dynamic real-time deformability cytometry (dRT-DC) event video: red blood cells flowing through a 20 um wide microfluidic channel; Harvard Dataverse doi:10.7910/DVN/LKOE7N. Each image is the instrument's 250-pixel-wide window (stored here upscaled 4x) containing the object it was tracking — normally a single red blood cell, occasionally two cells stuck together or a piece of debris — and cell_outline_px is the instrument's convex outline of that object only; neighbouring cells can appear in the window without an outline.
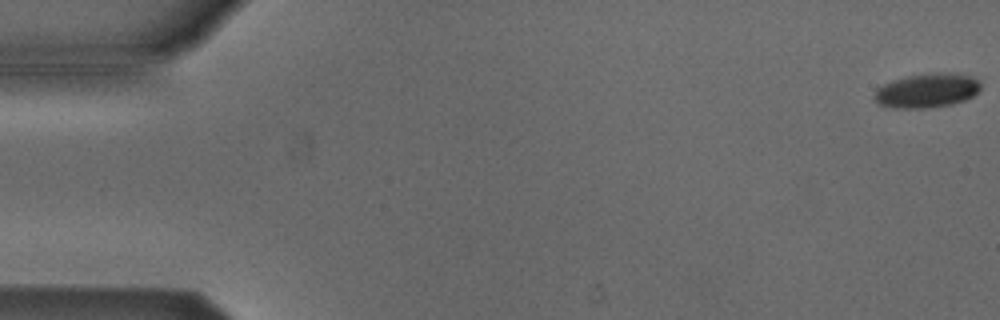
{"species": "Egyptian fruit bat (a non-hibernating species)", "species_latin": "Rousettus aegyptiacus", "temperature_condition": "cold", "stored_images_in_passage": 7, "camera_frame_rate_fps": 3000, "um_per_image_px": 0.085, "animal": {"sex": "male"}, "frame": {"image": 1, "passage_image": 1, "time_ms": 0.0, "image_size_px": [1000, 320], "cell_outline_px": [[980, 88], [972, 96], [964, 100], [952, 104], [928, 108], [892, 108], [880, 104], [872, 96], [876, 88], [884, 84], [908, 76], [972, 76], [980, 80]], "centroid_in_image_um": [78.73, 7.77], "position_along_channel_um": 6.3, "area_um2": 20.11}}